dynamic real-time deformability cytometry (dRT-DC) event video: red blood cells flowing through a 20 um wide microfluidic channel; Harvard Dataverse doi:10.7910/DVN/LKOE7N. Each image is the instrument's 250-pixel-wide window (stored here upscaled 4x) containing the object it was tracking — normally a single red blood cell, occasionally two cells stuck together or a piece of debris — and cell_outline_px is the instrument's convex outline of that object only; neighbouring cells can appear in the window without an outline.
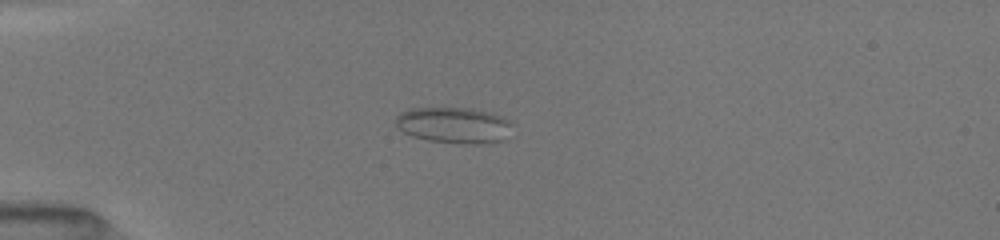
{"species": "common noctule bat (a hibernating species)", "species_latin": "Nyctalus noctula", "temperature_condition": "room temperature", "stored_images_in_passage": 70, "camera_frame_rate_fps": 3000, "um_per_image_px": 0.085, "animal": {"sex": "female", "body_mass_g": 19.5, "forearm_length_mm": 54.1}, "frame": {"image": 1, "passage_image": 17, "time_ms": 3.333, "image_size_px": [1000, 240], "cell_outline_px": [[508, 124], [500, 140], [488, 144], [460, 144], [428, 140], [412, 136], [404, 132], [396, 124], [396, 116], [412, 108], [472, 108], [496, 116], [504, 120]], "centroid_in_image_um": [38.45, 10.65], "position_along_channel_um": 46.6, "area_um2": 23.47}}
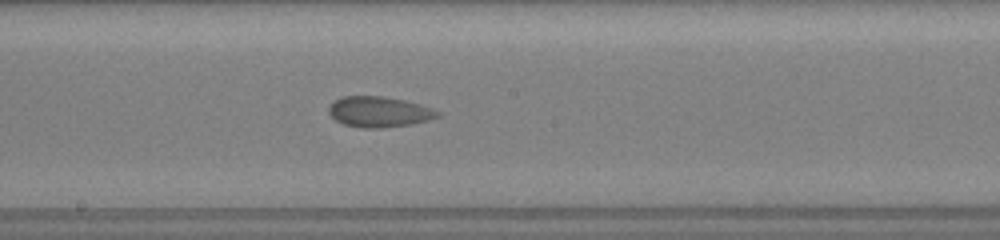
{"frame": {"image": 2, "passage_image": 38, "time_ms": 8.333, "image_size_px": [1000, 240], "cell_outline_px": [[440, 116], [428, 120], [408, 124], [384, 128], [360, 128], [344, 124], [336, 120], [328, 112], [328, 108], [332, 100], [344, 96], [384, 96], [404, 100], [440, 112]], "centroid_in_image_um": [32.15, 9.5], "position_along_channel_um": 216.1, "area_um2": 19.25}}
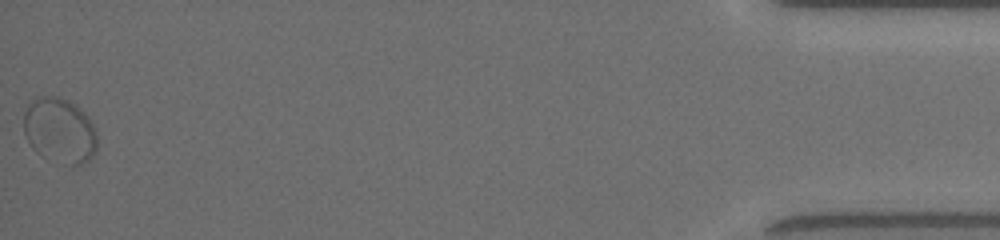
{"frame": {"image": 3, "passage_image": 69, "time_ms": 16.0, "image_size_px": [1000, 240], "cell_outline_px": [[96, 152], [88, 160], [80, 164], [72, 164], [48, 160], [40, 156], [32, 148], [24, 132], [24, 112], [28, 104], [32, 100], [40, 96], [56, 96], [68, 100], [76, 104], [88, 116], [96, 132]], "centroid_in_image_um": [5.06, 11.08], "position_along_channel_um": 430.1, "area_um2": 28.03}}